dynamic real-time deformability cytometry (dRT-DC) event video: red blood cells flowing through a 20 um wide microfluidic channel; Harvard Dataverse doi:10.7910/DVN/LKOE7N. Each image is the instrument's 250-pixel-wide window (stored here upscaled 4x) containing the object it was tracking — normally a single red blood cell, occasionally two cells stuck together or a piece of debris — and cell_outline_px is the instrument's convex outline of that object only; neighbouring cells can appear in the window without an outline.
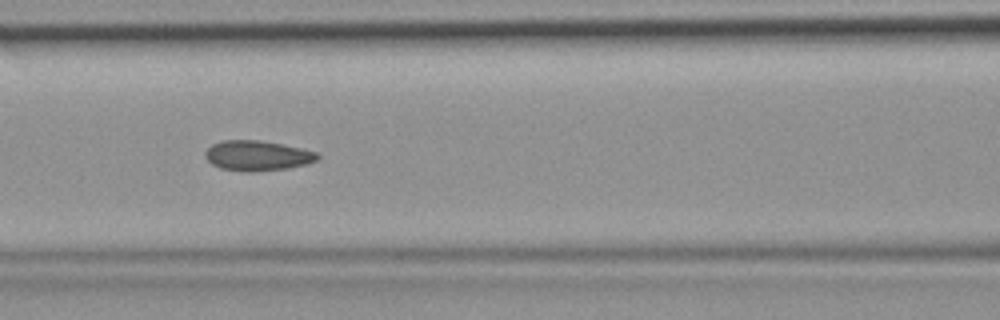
{"species": "common noctule bat (a hibernating species)", "species_latin": "Nyctalus noctula", "temperature_condition": "room temperature", "stored_images_in_passage": 44, "camera_frame_rate_fps": 3000, "um_per_image_px": 0.085, "animal": {"sex": "female", "body_mass_g": 19.9}, "frame": {"image": 1, "passage_image": 19, "time_ms": 6.0, "image_size_px": [1000, 320], "cell_outline_px": [[320, 156], [316, 160], [304, 164], [288, 168], [252, 172], [244, 172], [220, 168], [212, 164], [204, 156], [204, 152], [212, 144], [224, 140], [260, 140], [300, 148], [316, 152]], "centroid_in_image_um": [21.83, 13.23], "position_along_channel_um": 144.8, "area_um2": 19.59}}